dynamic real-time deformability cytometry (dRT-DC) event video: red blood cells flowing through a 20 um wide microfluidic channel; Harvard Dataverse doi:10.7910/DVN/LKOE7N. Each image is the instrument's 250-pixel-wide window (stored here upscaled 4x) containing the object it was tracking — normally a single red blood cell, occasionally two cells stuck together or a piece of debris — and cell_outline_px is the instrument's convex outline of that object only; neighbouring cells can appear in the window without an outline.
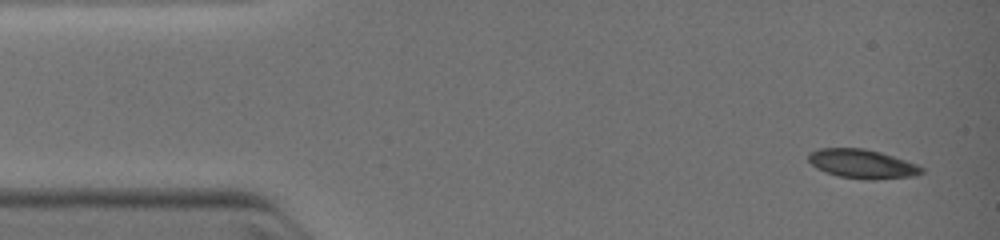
{"species": "common noctule bat (a hibernating species)", "species_latin": "Nyctalus noctula", "temperature_condition": "warm", "stored_images_in_passage": 4, "camera_frame_rate_fps": 3000, "um_per_image_px": 0.085, "animal": {"sex": "female", "body_mass_g": 19.0, "forearm_length_mm": 51.5}, "frame": {"image": 1, "passage_image": 1, "time_ms": 0.0, "image_size_px": [1000, 240], "cell_outline_px": [[924, 172], [912, 176], [872, 180], [864, 180], [836, 176], [824, 172], [816, 168], [808, 160], [808, 152], [820, 148], [864, 148], [880, 152], [916, 164], [924, 168]], "centroid_in_image_um": [73.24, 13.93], "position_along_channel_um": 11.8, "area_um2": 19.25}}
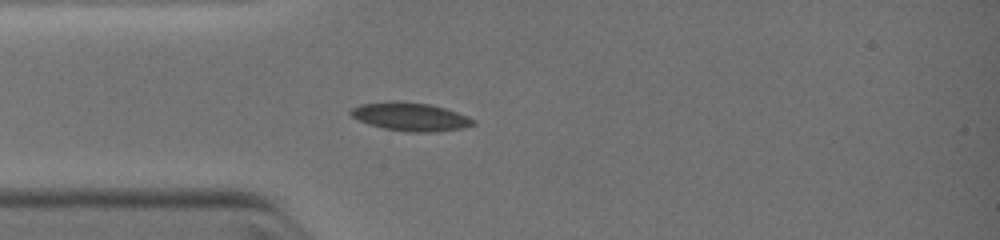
{"frame": {"image": 2, "passage_image": 4, "time_ms": 2.667, "image_size_px": [1000, 240], "cell_outline_px": [[476, 124], [460, 128], [432, 132], [408, 132], [384, 128], [368, 124], [352, 116], [348, 112], [352, 108], [360, 104], [428, 104], [444, 108], [468, 116], [476, 120]], "centroid_in_image_um": [34.94, 9.97], "position_along_channel_um": 50.1, "area_um2": 19.13}}